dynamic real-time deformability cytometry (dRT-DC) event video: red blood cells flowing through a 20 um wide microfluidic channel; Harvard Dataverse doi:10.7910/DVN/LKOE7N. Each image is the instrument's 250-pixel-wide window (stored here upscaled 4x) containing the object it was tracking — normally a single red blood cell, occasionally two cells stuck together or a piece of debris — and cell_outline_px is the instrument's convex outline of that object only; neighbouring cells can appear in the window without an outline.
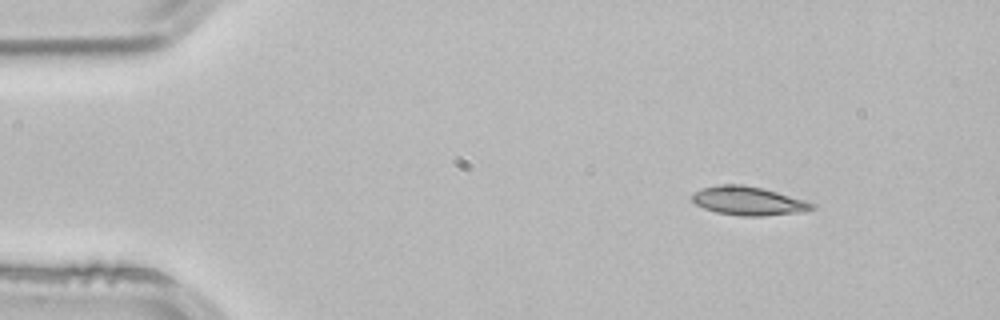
{"species": "common noctule bat (a hibernating species)", "species_latin": "Nyctalus noctula", "temperature_condition": "room temperature", "stored_images_in_passage": 4, "segment_of_instrument_passage": [1, 2], "camera_frame_rate_fps": 3000, "um_per_image_px": 0.085, "animal": {"sex": "male", "body_mass_g": 21.5, "forearm_length_mm": 52.0}, "frame": {"image": 1, "passage_image": 1, "time_ms": 0.0, "image_size_px": [1000, 320], "cell_outline_px": [[816, 208], [808, 212], [760, 216], [740, 216], [716, 212], [704, 208], [696, 204], [692, 200], [692, 192], [700, 188], [716, 184], [740, 184], [760, 188], [776, 192], [804, 200], [816, 204]], "centroid_in_image_um": [63.61, 17.08], "position_along_channel_um": 21.4, "area_um2": 20.23}}
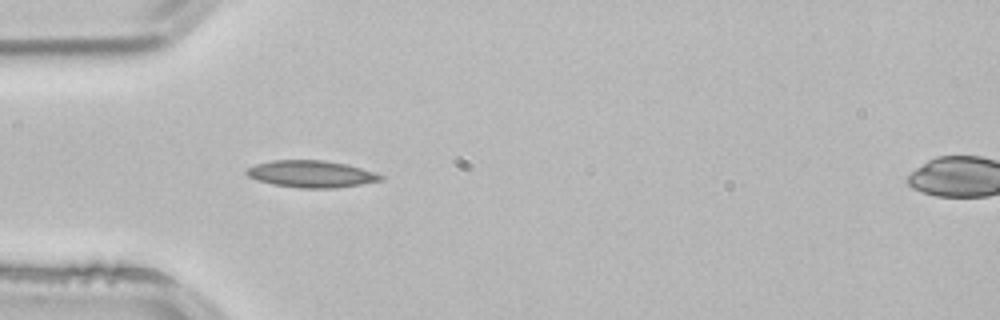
{"frame": {"image": 2, "passage_image": 3, "time_ms": 0.667, "image_size_px": [1000, 320], "cell_outline_px": [[384, 180], [336, 188], [300, 188], [272, 184], [256, 180], [248, 176], [244, 172], [248, 168], [256, 164], [272, 160], [324, 160], [348, 164], [376, 172], [384, 176]], "centroid_in_image_um": [26.48, 14.78], "position_along_channel_um": 58.5, "area_um2": 21.21}}